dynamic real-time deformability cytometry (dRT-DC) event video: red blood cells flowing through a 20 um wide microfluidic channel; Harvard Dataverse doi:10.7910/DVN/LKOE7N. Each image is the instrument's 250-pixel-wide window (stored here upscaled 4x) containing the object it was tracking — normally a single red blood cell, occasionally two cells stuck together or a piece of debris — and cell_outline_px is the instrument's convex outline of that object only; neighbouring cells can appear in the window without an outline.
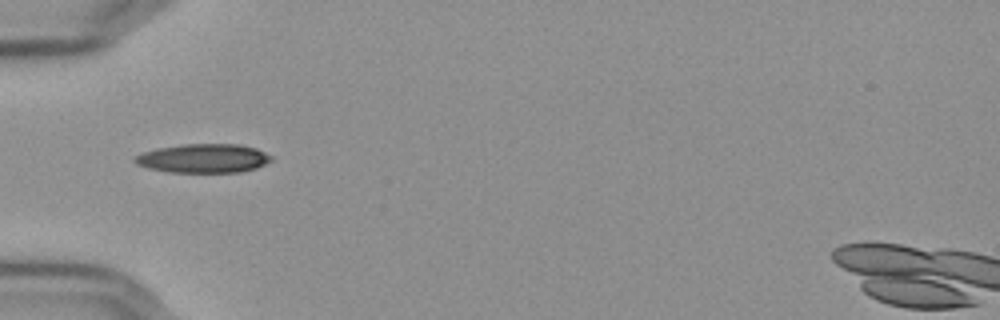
{"species": "Egyptian fruit bat (a non-hibernating species)", "species_latin": "Rousettus aegyptiacus", "temperature_condition": "cold", "stored_images_in_passage": 38, "camera_frame_rate_fps": 3000, "um_per_image_px": 0.085, "frame": {"image": 1, "passage_image": 1, "time_ms": 0.0, "image_size_px": [1000, 320], "cell_outline_px": [[272, 160], [256, 168], [240, 172], [168, 172], [148, 168], [136, 164], [132, 160], [132, 156], [156, 148], [184, 144], [236, 144], [256, 148], [272, 156]], "centroid_in_image_um": [17.25, 13.46], "position_along_channel_um": 67.8, "area_um2": 23.06}}
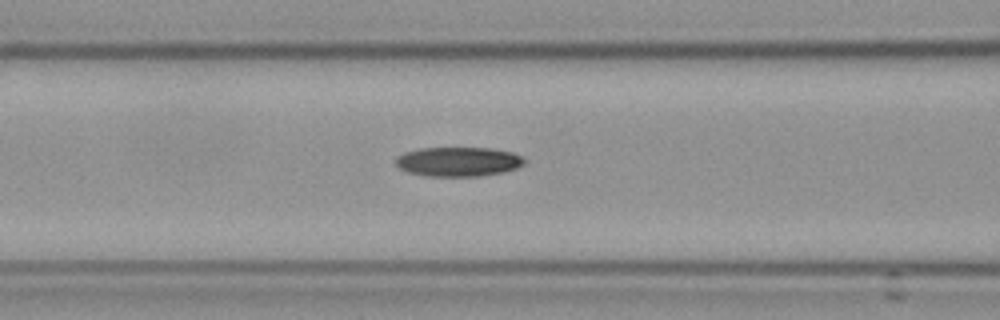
{"frame": {"image": 2, "passage_image": 6, "time_ms": 1.667, "image_size_px": [1000, 320], "cell_outline_px": [[524, 164], [516, 168], [500, 172], [480, 176], [424, 176], [408, 172], [400, 168], [396, 164], [396, 156], [404, 152], [420, 148], [488, 148], [512, 152], [520, 156], [524, 160]], "centroid_in_image_um": [38.91, 13.74], "position_along_channel_um": 127.7, "area_um2": 21.91}}
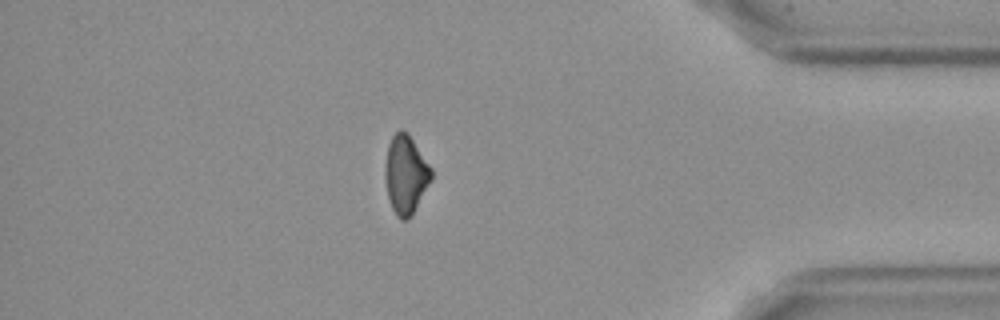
{"frame": {"image": 3, "passage_image": 31, "time_ms": 10.0, "image_size_px": [1000, 320], "cell_outline_px": [[432, 180], [412, 212], [404, 220], [400, 220], [396, 216], [392, 208], [388, 196], [384, 176], [384, 168], [388, 144], [392, 136], [400, 128], [408, 132], [432, 168]], "centroid_in_image_um": [34.47, 14.78], "position_along_channel_um": 400.7, "area_um2": 21.1}}